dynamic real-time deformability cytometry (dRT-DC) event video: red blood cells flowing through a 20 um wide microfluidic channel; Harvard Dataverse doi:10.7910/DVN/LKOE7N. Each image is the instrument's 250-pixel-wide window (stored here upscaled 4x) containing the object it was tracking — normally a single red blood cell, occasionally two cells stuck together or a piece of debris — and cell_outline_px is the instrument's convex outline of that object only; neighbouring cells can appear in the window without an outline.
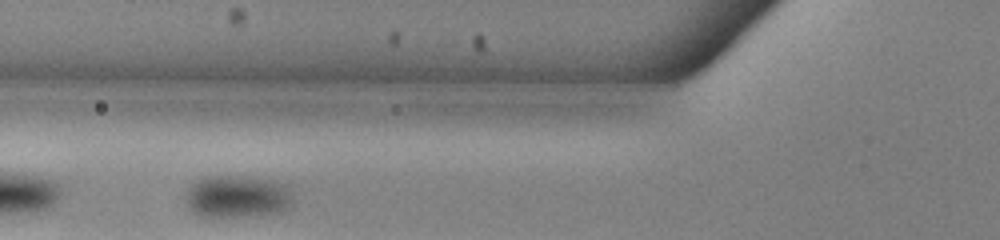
{"species": "common noctule bat (a hibernating species)", "species_latin": "Nyctalus noctula", "temperature_condition": "warm", "stored_images_in_passage": 53, "camera_frame_rate_fps": 3000, "um_per_image_px": 0.085, "animal": {"sex": "male", "body_mass_g": 13.0, "forearm_length_mm": 53.1}, "frame": {"image": 1, "passage_image": 19, "time_ms": 6.0, "image_size_px": [1000, 240], "cell_outline_px": [[296, 204], [292, 208], [280, 212], [256, 216], [200, 216], [188, 204], [188, 188], [192, 180], [204, 176], [252, 176], [276, 180], [288, 184], [296, 200]], "centroid_in_image_um": [20.32, 16.67], "position_along_channel_um": 105.5, "area_um2": 27.34}}
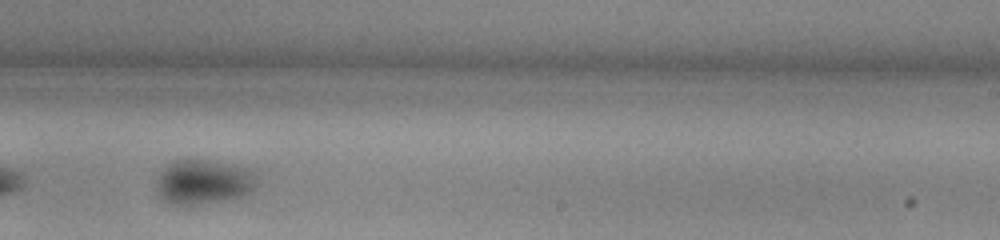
{"frame": {"image": 2, "passage_image": 32, "time_ms": 10.333, "image_size_px": [1000, 240], "cell_outline_px": [[256, 188], [244, 196], [192, 204], [168, 204], [156, 192], [156, 180], [160, 172], [168, 164], [176, 160], [208, 160], [256, 168]], "centroid_in_image_um": [17.33, 15.43], "position_along_channel_um": 271.7, "area_um2": 26.3}}
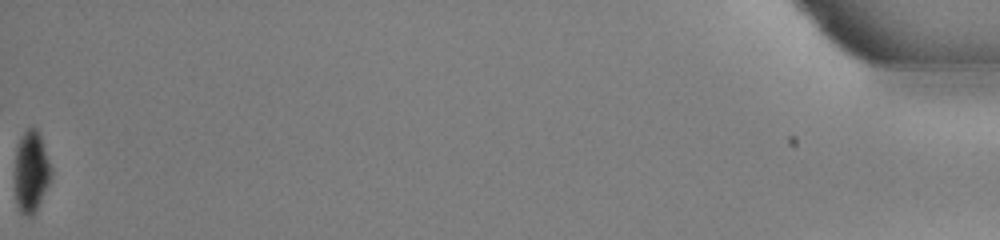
{"frame": {"image": 3, "passage_image": 53, "time_ms": 17.333, "image_size_px": [1000, 240], "cell_outline_px": [[52, 176], [32, 216], [24, 216], [20, 212], [16, 200], [16, 148], [24, 132], [28, 128], [36, 128], [40, 136], [52, 168]], "centroid_in_image_um": [2.66, 14.59], "position_along_channel_um": 432.5, "area_um2": 16.7}}